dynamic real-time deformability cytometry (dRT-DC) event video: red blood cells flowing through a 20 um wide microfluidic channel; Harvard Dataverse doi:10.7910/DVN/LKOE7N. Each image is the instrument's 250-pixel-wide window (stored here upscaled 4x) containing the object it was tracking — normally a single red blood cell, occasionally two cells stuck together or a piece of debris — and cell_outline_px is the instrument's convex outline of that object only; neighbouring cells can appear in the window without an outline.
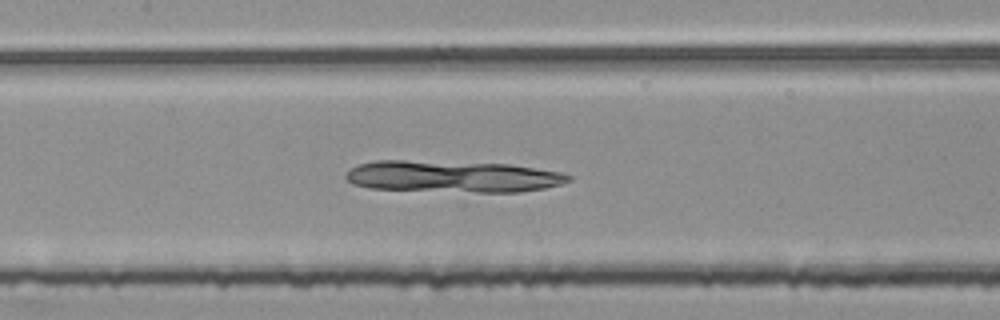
{"species": "common noctule bat (a hibernating species)", "species_latin": "Nyctalus noctula", "temperature_condition": "room temperature", "stored_images_in_passage": 34, "camera_frame_rate_fps": 3000, "um_per_image_px": 0.085, "animal": {"sex": "female", "body_mass_g": 25.1}, "frame": {"image": 1, "passage_image": 15, "time_ms": 4.667, "image_size_px": [1000, 320], "cell_outline_px": [[572, 180], [560, 184], [544, 188], [516, 192], [476, 192], [368, 188], [352, 184], [344, 176], [352, 168], [360, 164], [376, 160], [404, 160], [508, 164], [560, 172], [572, 176]], "centroid_in_image_um": [38.46, 15.0], "position_along_channel_um": 168.9, "area_um2": 40.81}}
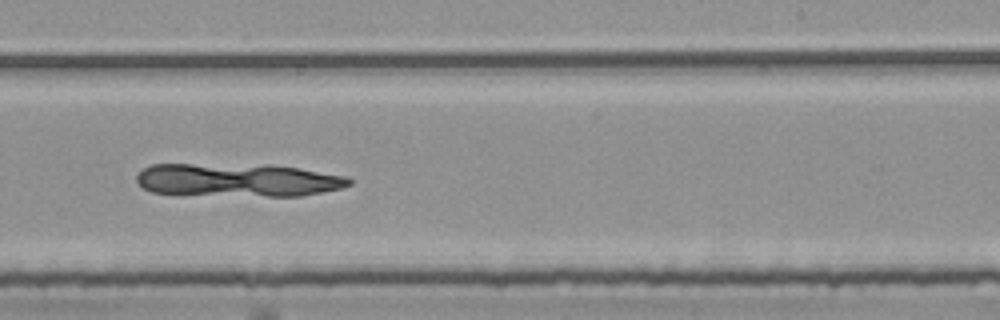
{"frame": {"image": 2, "passage_image": 23, "time_ms": 7.333, "image_size_px": [1000, 320], "cell_outline_px": [[352, 184], [340, 188], [300, 196], [268, 196], [152, 192], [144, 188], [136, 180], [136, 176], [144, 168], [152, 164], [272, 164], [300, 168], [348, 176], [352, 180]], "centroid_in_image_um": [20.28, 15.28], "position_along_channel_um": 268.7, "area_um2": 41.04}}
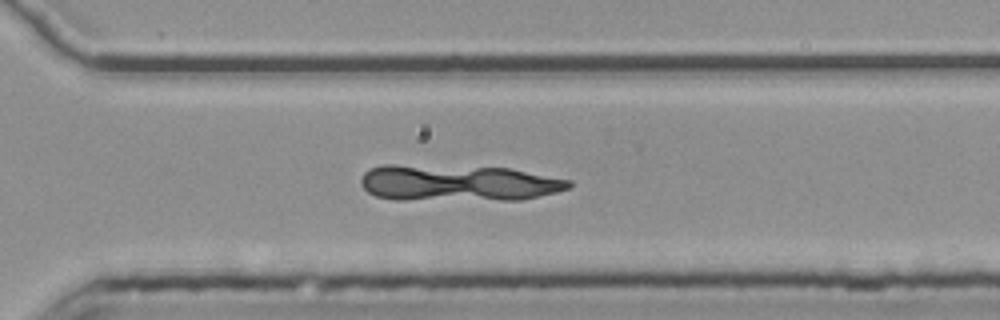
{"frame": {"image": 3, "passage_image": 28, "time_ms": 9.0, "image_size_px": [1000, 320], "cell_outline_px": [[572, 188], [556, 192], [520, 200], [396, 200], [376, 196], [368, 192], [360, 184], [360, 180], [364, 172], [368, 168], [380, 164], [396, 164], [508, 168], [572, 180]], "centroid_in_image_um": [38.89, 15.56], "position_along_channel_um": 331.7, "area_um2": 44.68}}